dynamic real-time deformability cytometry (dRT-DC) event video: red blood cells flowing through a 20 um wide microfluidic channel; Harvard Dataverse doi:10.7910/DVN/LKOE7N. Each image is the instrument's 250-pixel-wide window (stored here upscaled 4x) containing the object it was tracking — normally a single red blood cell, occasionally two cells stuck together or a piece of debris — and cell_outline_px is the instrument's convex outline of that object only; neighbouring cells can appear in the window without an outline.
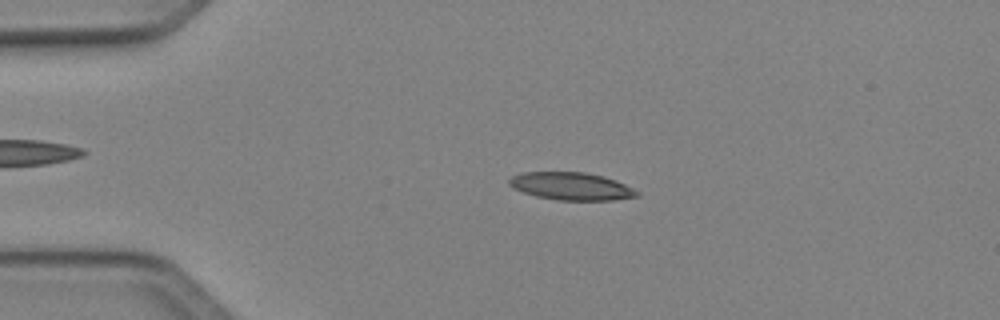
{"species": "Egyptian fruit bat (a non-hibernating species)", "species_latin": "Rousettus aegyptiacus", "temperature_condition": "cold", "stored_images_in_passage": 50, "camera_frame_rate_fps": 3000, "um_per_image_px": 0.085, "animal": {"sex": "female"}, "frame": {"image": 1, "passage_image": 12, "time_ms": 3.667, "image_size_px": [1000, 320], "cell_outline_px": [[640, 196], [612, 200], [556, 200], [536, 196], [512, 188], [508, 184], [508, 180], [512, 176], [524, 172], [584, 172], [604, 176], [616, 180], [640, 192]], "centroid_in_image_um": [48.56, 15.83], "position_along_channel_um": 36.4, "area_um2": 20.63}}
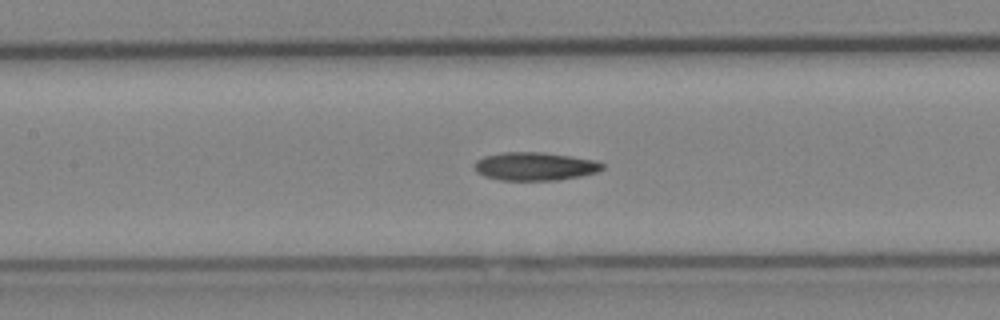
{"frame": {"image": 2, "passage_image": 24, "time_ms": 7.667, "image_size_px": [1000, 320], "cell_outline_px": [[604, 168], [596, 172], [580, 176], [556, 180], [500, 180], [484, 176], [476, 172], [476, 160], [484, 156], [504, 152], [544, 152], [572, 156], [596, 160], [604, 164]], "centroid_in_image_um": [45.48, 14.13], "position_along_channel_um": 161.9, "area_um2": 21.04}}
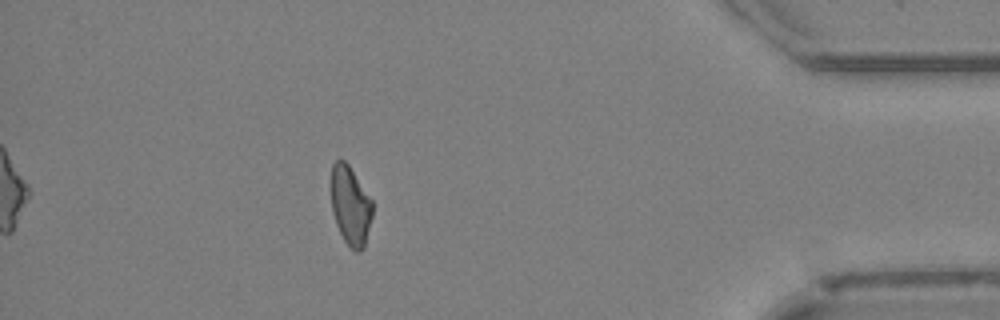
{"frame": {"image": 3, "passage_image": 45, "time_ms": 14.667, "image_size_px": [1000, 320], "cell_outline_px": [[372, 216], [364, 248], [360, 252], [356, 252], [344, 240], [336, 224], [332, 212], [332, 164], [336, 160], [344, 160], [348, 164], [372, 200]], "centroid_in_image_um": [29.8, 17.49], "position_along_channel_um": 405.4, "area_um2": 18.79}, "authors_computed_cell_mechanics": {"area_um2": 20.4034, "velocity_mm_per_s": 4.1213, "shape_relaxation_time_tau1_ms": 6.8664, "shape_relaxation_time_tau2_ms": null, "deformation_change_tau1": 0.1826, "deformation_change_tau2": null}}